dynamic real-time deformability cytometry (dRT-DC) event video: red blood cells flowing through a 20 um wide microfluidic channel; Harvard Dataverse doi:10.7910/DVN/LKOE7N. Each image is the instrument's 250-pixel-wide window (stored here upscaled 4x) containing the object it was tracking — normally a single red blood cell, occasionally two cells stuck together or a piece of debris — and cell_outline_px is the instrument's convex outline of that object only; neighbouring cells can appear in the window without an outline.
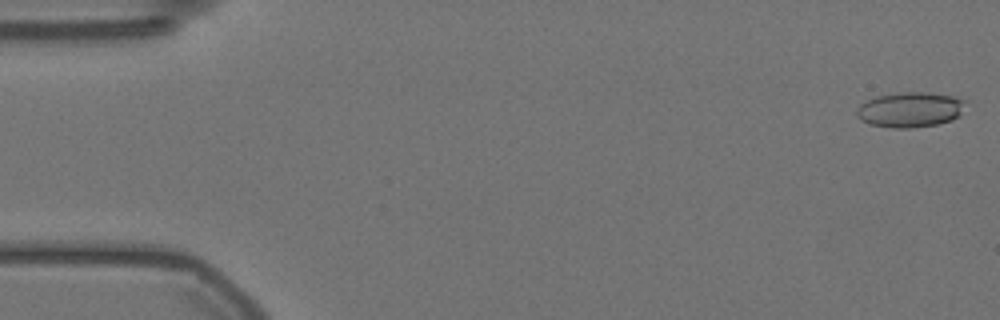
{"species": "Egyptian fruit bat (a non-hibernating species)", "species_latin": "Rousettus aegyptiacus", "temperature_condition": "warm", "stored_images_in_passage": 57, "camera_frame_rate_fps": 3000, "um_per_image_px": 0.085, "animal": {"sex": "female"}, "frame": {"image": 1, "passage_image": 1, "time_ms": 0.0, "image_size_px": [1000, 320], "cell_outline_px": [[968, 100], [960, 116], [952, 120], [936, 124], [912, 128], [892, 128], [868, 124], [860, 120], [856, 116], [856, 108], [860, 104], [876, 96], [904, 92], [924, 92], [952, 96]], "centroid_in_image_um": [77.36, 9.33], "position_along_channel_um": 7.6, "area_um2": 22.54}}
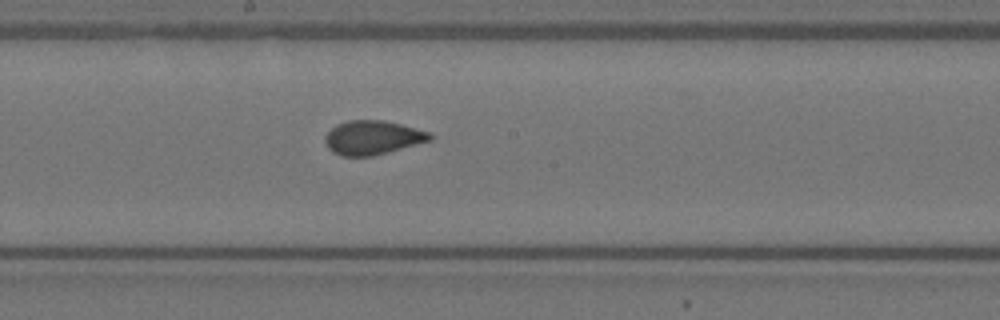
{"frame": {"image": 2, "passage_image": 30, "time_ms": 9.667, "image_size_px": [1000, 320], "cell_outline_px": [[432, 140], [388, 152], [372, 156], [340, 156], [332, 152], [328, 148], [324, 140], [324, 136], [336, 124], [348, 120], [384, 120], [432, 132]], "centroid_in_image_um": [31.66, 11.69], "position_along_channel_um": 216.5, "area_um2": 20.92}}
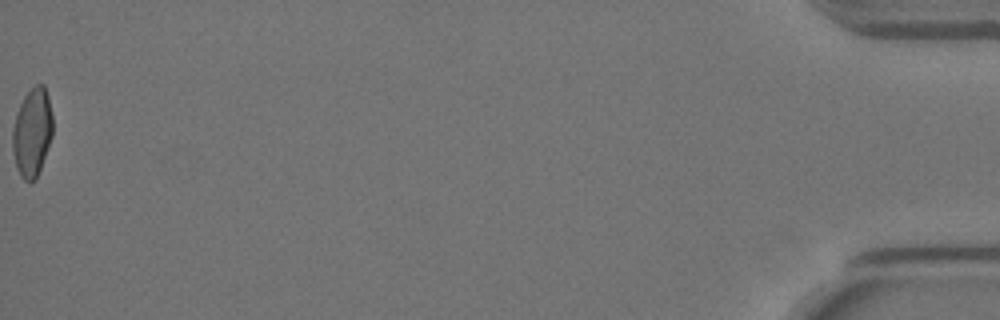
{"frame": {"image": 3, "passage_image": 57, "time_ms": 18.667, "image_size_px": [1000, 320], "cell_outline_px": [[52, 136], [36, 180], [24, 180], [20, 176], [16, 168], [12, 148], [12, 128], [16, 112], [24, 96], [36, 84], [44, 84], [48, 96], [52, 116]], "centroid_in_image_um": [2.72, 11.25], "position_along_channel_um": 432.5, "area_um2": 20.75}, "authors_computed_cell_mechanics": {"area_um2": 21.097, "velocity_mm_per_s": 3.5676, "shape_relaxation_time_tau1_ms": 5.1833, "shape_relaxation_time_tau2_ms": 1.232, "deformation_change_tau1": 0.1398, "deformation_change_tau2": 0.0654}}